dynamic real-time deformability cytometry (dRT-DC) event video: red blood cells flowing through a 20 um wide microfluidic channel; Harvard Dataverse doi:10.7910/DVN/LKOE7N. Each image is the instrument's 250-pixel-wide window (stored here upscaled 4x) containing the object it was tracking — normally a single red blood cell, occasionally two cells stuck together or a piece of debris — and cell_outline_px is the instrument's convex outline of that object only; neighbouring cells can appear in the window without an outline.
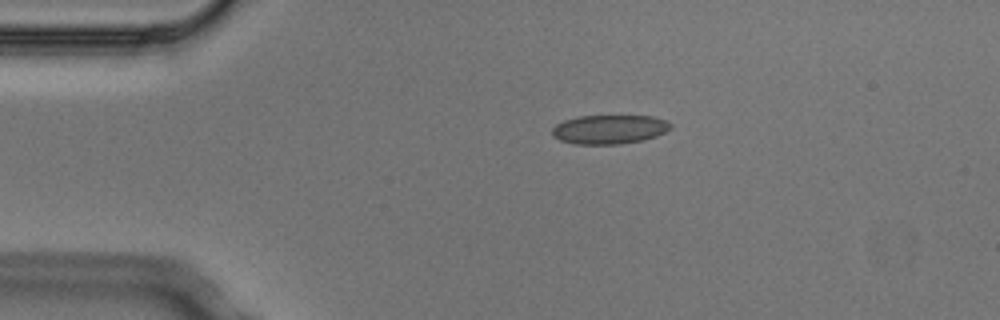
{"species": "Egyptian fruit bat (a non-hibernating species)", "species_latin": "Rousettus aegyptiacus", "temperature_condition": "cold", "stored_images_in_passage": 2, "camera_frame_rate_fps": 3000, "um_per_image_px": 0.085, "animal": {"sex": "male"}, "frame": {"image": 1, "passage_image": 1, "time_ms": 0.0, "image_size_px": [1000, 320], "cell_outline_px": [[672, 128], [656, 136], [644, 140], [620, 144], [572, 144], [560, 140], [552, 136], [552, 128], [556, 124], [564, 120], [576, 116], [652, 116], [664, 120], [672, 124]], "centroid_in_image_um": [51.77, 11.0], "position_along_channel_um": 33.2, "area_um2": 20.17}}